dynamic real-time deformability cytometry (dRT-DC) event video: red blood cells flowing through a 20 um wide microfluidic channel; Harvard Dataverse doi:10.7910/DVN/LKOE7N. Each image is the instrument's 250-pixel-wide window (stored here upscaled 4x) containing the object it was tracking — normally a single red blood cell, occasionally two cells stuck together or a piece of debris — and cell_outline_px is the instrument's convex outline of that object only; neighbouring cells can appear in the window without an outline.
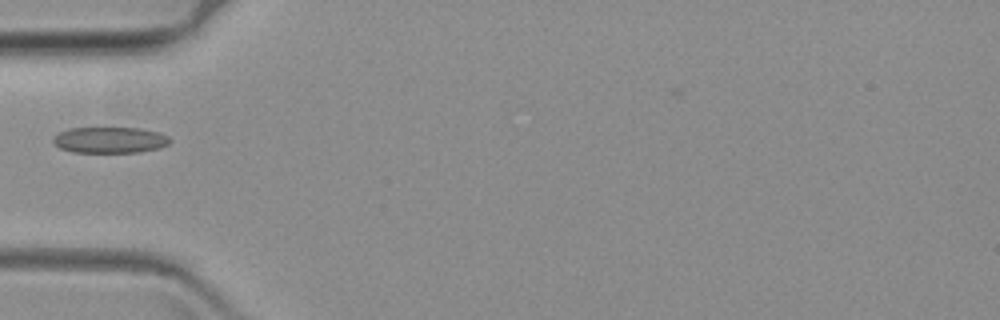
{"species": "common noctule bat (a hibernating species)", "species_latin": "Nyctalus noctula", "temperature_condition": "warm", "stored_images_in_passage": 41, "camera_frame_rate_fps": 3000, "um_per_image_px": 0.085, "animal": {"sex": "female", "body_mass_g": 19.3, "forearm_length_mm": 54.1}, "frame": {"image": 1, "passage_image": 1, "time_ms": 0.0, "image_size_px": [1000, 320], "cell_outline_px": [[172, 140], [168, 144], [160, 148], [140, 152], [72, 152], [60, 148], [52, 140], [60, 132], [68, 128], [140, 128], [160, 132], [168, 136]], "centroid_in_image_um": [9.39, 11.9], "position_along_channel_um": 75.6, "area_um2": 17.74}}
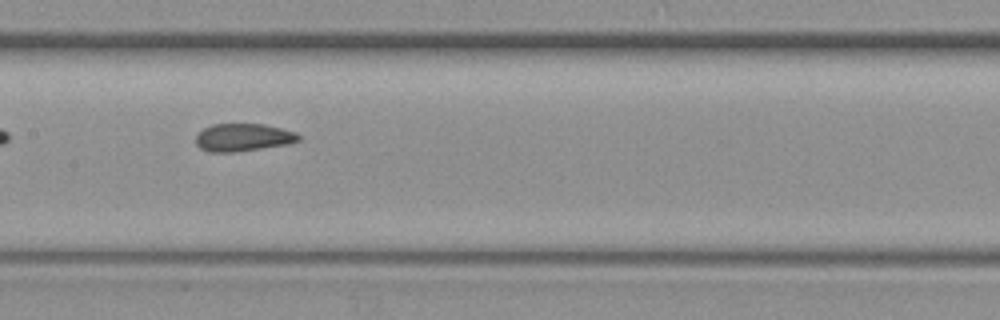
{"frame": {"image": 2, "passage_image": 11, "time_ms": 3.333, "image_size_px": [1000, 320], "cell_outline_px": [[300, 140], [284, 144], [260, 148], [232, 152], [208, 152], [200, 148], [196, 144], [196, 136], [204, 128], [212, 124], [264, 124], [296, 132], [300, 136]], "centroid_in_image_um": [20.63, 11.67], "position_along_channel_um": 186.8, "area_um2": 16.36}}
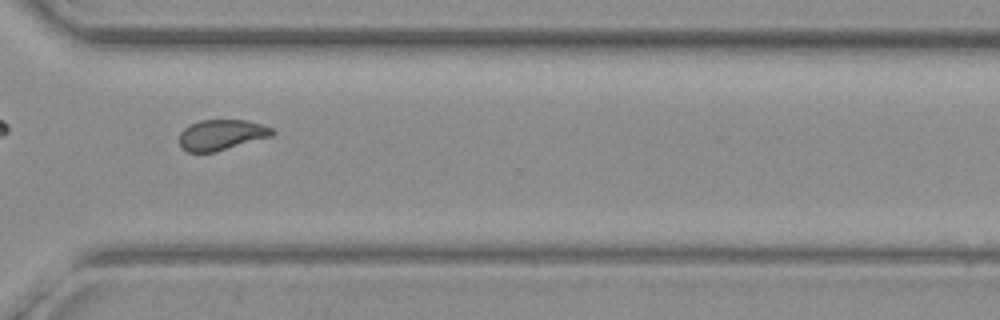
{"frame": {"image": 3, "passage_image": 26, "time_ms": 8.333, "image_size_px": [1000, 320], "cell_outline_px": [[276, 132], [272, 136], [216, 152], [188, 152], [180, 148], [180, 132], [184, 128], [200, 120], [248, 120], [264, 124], [272, 128]], "centroid_in_image_um": [18.85, 11.46], "position_along_channel_um": 351.7, "area_um2": 16.7}}